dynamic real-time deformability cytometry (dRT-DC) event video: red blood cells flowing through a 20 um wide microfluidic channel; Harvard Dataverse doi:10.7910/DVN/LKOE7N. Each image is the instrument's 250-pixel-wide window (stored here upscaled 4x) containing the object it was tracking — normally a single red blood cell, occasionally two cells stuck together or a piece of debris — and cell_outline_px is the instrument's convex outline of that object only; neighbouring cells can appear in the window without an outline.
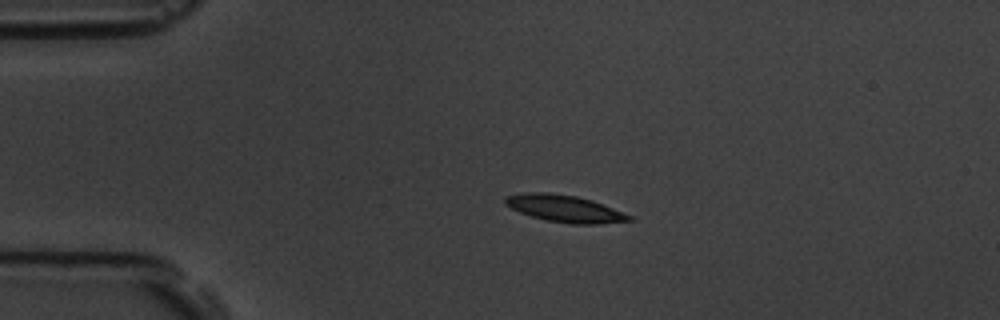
{"species": "common noctule bat (a hibernating species)", "species_latin": "Nyctalus noctula", "temperature_condition": "room temperature", "stored_images_in_passage": 3, "camera_frame_rate_fps": 3000, "um_per_image_px": 0.085, "animal": {"sex": "male", "body_mass_g": 19.5, "forearm_length_mm": 54.6}, "frame": {"image": 1, "passage_image": 2, "time_ms": 1.333, "image_size_px": [1000, 320], "cell_outline_px": [[632, 220], [600, 224], [572, 224], [544, 220], [520, 212], [504, 204], [504, 196], [524, 192], [548, 192], [576, 196], [592, 200], [632, 216]], "centroid_in_image_um": [47.95, 17.72], "position_along_channel_um": 37.0, "area_um2": 19.48}}